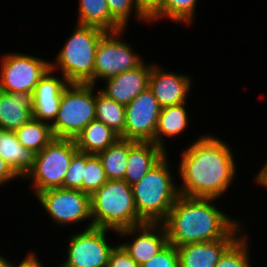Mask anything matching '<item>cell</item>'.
<instances>
[{"label":"cell","instance_id":"30bf717a","mask_svg":"<svg viewBox=\"0 0 267 267\" xmlns=\"http://www.w3.org/2000/svg\"><path fill=\"white\" fill-rule=\"evenodd\" d=\"M47 214L60 225H72L90 220L92 227L90 195L80 190L52 188L35 196Z\"/></svg>","mask_w":267,"mask_h":267},{"label":"cell","instance_id":"ffe728a7","mask_svg":"<svg viewBox=\"0 0 267 267\" xmlns=\"http://www.w3.org/2000/svg\"><path fill=\"white\" fill-rule=\"evenodd\" d=\"M35 154L18 141L15 131L0 128V156L20 178L33 168Z\"/></svg>","mask_w":267,"mask_h":267},{"label":"cell","instance_id":"d590c367","mask_svg":"<svg viewBox=\"0 0 267 267\" xmlns=\"http://www.w3.org/2000/svg\"><path fill=\"white\" fill-rule=\"evenodd\" d=\"M13 267H44L34 252H28L27 256L18 264H13Z\"/></svg>","mask_w":267,"mask_h":267},{"label":"cell","instance_id":"e575fe53","mask_svg":"<svg viewBox=\"0 0 267 267\" xmlns=\"http://www.w3.org/2000/svg\"><path fill=\"white\" fill-rule=\"evenodd\" d=\"M20 178L0 156V186L11 180Z\"/></svg>","mask_w":267,"mask_h":267},{"label":"cell","instance_id":"ac0fdd59","mask_svg":"<svg viewBox=\"0 0 267 267\" xmlns=\"http://www.w3.org/2000/svg\"><path fill=\"white\" fill-rule=\"evenodd\" d=\"M167 152L153 142L129 140V151L124 178L130 186L139 182Z\"/></svg>","mask_w":267,"mask_h":267},{"label":"cell","instance_id":"603a6c76","mask_svg":"<svg viewBox=\"0 0 267 267\" xmlns=\"http://www.w3.org/2000/svg\"><path fill=\"white\" fill-rule=\"evenodd\" d=\"M79 25L94 26L107 32L124 29L110 14L106 0H78Z\"/></svg>","mask_w":267,"mask_h":267},{"label":"cell","instance_id":"f546056e","mask_svg":"<svg viewBox=\"0 0 267 267\" xmlns=\"http://www.w3.org/2000/svg\"><path fill=\"white\" fill-rule=\"evenodd\" d=\"M108 9L111 16L124 28L126 29L130 15L133 10L135 17L141 22H150V20L141 12L137 0H106Z\"/></svg>","mask_w":267,"mask_h":267},{"label":"cell","instance_id":"d4e9b609","mask_svg":"<svg viewBox=\"0 0 267 267\" xmlns=\"http://www.w3.org/2000/svg\"><path fill=\"white\" fill-rule=\"evenodd\" d=\"M96 120L103 122L106 126L124 139V128L126 124L125 106L107 98L100 91L96 93Z\"/></svg>","mask_w":267,"mask_h":267},{"label":"cell","instance_id":"5b68a950","mask_svg":"<svg viewBox=\"0 0 267 267\" xmlns=\"http://www.w3.org/2000/svg\"><path fill=\"white\" fill-rule=\"evenodd\" d=\"M106 33L98 27L76 24L74 32L57 53L55 63L50 62V68L60 70L68 83L93 85L96 49Z\"/></svg>","mask_w":267,"mask_h":267},{"label":"cell","instance_id":"83f0119b","mask_svg":"<svg viewBox=\"0 0 267 267\" xmlns=\"http://www.w3.org/2000/svg\"><path fill=\"white\" fill-rule=\"evenodd\" d=\"M107 181L108 178L98 155L85 153L82 191L88 195H92Z\"/></svg>","mask_w":267,"mask_h":267},{"label":"cell","instance_id":"ba28073f","mask_svg":"<svg viewBox=\"0 0 267 267\" xmlns=\"http://www.w3.org/2000/svg\"><path fill=\"white\" fill-rule=\"evenodd\" d=\"M125 29L116 32H107L98 43L95 55L93 85L98 79L119 75L122 72L140 66L144 61L134 53L130 44L122 41L120 36Z\"/></svg>","mask_w":267,"mask_h":267},{"label":"cell","instance_id":"e0dca14e","mask_svg":"<svg viewBox=\"0 0 267 267\" xmlns=\"http://www.w3.org/2000/svg\"><path fill=\"white\" fill-rule=\"evenodd\" d=\"M238 238L189 243L177 247L180 267H215L223 253Z\"/></svg>","mask_w":267,"mask_h":267},{"label":"cell","instance_id":"44dd1931","mask_svg":"<svg viewBox=\"0 0 267 267\" xmlns=\"http://www.w3.org/2000/svg\"><path fill=\"white\" fill-rule=\"evenodd\" d=\"M119 139L117 133L95 119L74 138V141L78 151L97 155Z\"/></svg>","mask_w":267,"mask_h":267},{"label":"cell","instance_id":"8fae6325","mask_svg":"<svg viewBox=\"0 0 267 267\" xmlns=\"http://www.w3.org/2000/svg\"><path fill=\"white\" fill-rule=\"evenodd\" d=\"M109 231L92 226L70 235L67 259L59 267H108L111 251L115 247L106 239Z\"/></svg>","mask_w":267,"mask_h":267},{"label":"cell","instance_id":"8992f818","mask_svg":"<svg viewBox=\"0 0 267 267\" xmlns=\"http://www.w3.org/2000/svg\"><path fill=\"white\" fill-rule=\"evenodd\" d=\"M96 87L92 84L68 83L62 92L57 117L51 124L55 138L74 139L96 119Z\"/></svg>","mask_w":267,"mask_h":267},{"label":"cell","instance_id":"7a4b0ae2","mask_svg":"<svg viewBox=\"0 0 267 267\" xmlns=\"http://www.w3.org/2000/svg\"><path fill=\"white\" fill-rule=\"evenodd\" d=\"M216 198L179 196L162 222L168 243L180 247L189 243L239 238L242 223L218 209Z\"/></svg>","mask_w":267,"mask_h":267},{"label":"cell","instance_id":"4fadbf2b","mask_svg":"<svg viewBox=\"0 0 267 267\" xmlns=\"http://www.w3.org/2000/svg\"><path fill=\"white\" fill-rule=\"evenodd\" d=\"M119 236H133V242L123 241L120 245L140 266L151 260L167 244V232L163 223H142L117 233ZM135 238V239H134Z\"/></svg>","mask_w":267,"mask_h":267},{"label":"cell","instance_id":"277c9868","mask_svg":"<svg viewBox=\"0 0 267 267\" xmlns=\"http://www.w3.org/2000/svg\"><path fill=\"white\" fill-rule=\"evenodd\" d=\"M92 226L111 230L116 234L145 223L134 202L132 186L123 179L108 180L90 195Z\"/></svg>","mask_w":267,"mask_h":267},{"label":"cell","instance_id":"6da1fadb","mask_svg":"<svg viewBox=\"0 0 267 267\" xmlns=\"http://www.w3.org/2000/svg\"><path fill=\"white\" fill-rule=\"evenodd\" d=\"M222 139L201 135L181 153L179 194L220 199L235 179L234 153Z\"/></svg>","mask_w":267,"mask_h":267},{"label":"cell","instance_id":"2e32d148","mask_svg":"<svg viewBox=\"0 0 267 267\" xmlns=\"http://www.w3.org/2000/svg\"><path fill=\"white\" fill-rule=\"evenodd\" d=\"M151 64L140 66L107 78L104 89L99 91L124 106L128 105L140 92L149 87Z\"/></svg>","mask_w":267,"mask_h":267},{"label":"cell","instance_id":"4dcf8cb0","mask_svg":"<svg viewBox=\"0 0 267 267\" xmlns=\"http://www.w3.org/2000/svg\"><path fill=\"white\" fill-rule=\"evenodd\" d=\"M85 167V153L77 151L71 161L63 180L64 189L82 191L83 173Z\"/></svg>","mask_w":267,"mask_h":267},{"label":"cell","instance_id":"cb8c5ba5","mask_svg":"<svg viewBox=\"0 0 267 267\" xmlns=\"http://www.w3.org/2000/svg\"><path fill=\"white\" fill-rule=\"evenodd\" d=\"M18 141L33 152H40L55 137L49 123L31 118L15 131Z\"/></svg>","mask_w":267,"mask_h":267},{"label":"cell","instance_id":"f1b7e54d","mask_svg":"<svg viewBox=\"0 0 267 267\" xmlns=\"http://www.w3.org/2000/svg\"><path fill=\"white\" fill-rule=\"evenodd\" d=\"M243 233L220 257L215 267H251L249 243Z\"/></svg>","mask_w":267,"mask_h":267},{"label":"cell","instance_id":"484cf974","mask_svg":"<svg viewBox=\"0 0 267 267\" xmlns=\"http://www.w3.org/2000/svg\"><path fill=\"white\" fill-rule=\"evenodd\" d=\"M129 140L119 139L98 153L108 180L123 179L127 166Z\"/></svg>","mask_w":267,"mask_h":267},{"label":"cell","instance_id":"7c38bea8","mask_svg":"<svg viewBox=\"0 0 267 267\" xmlns=\"http://www.w3.org/2000/svg\"><path fill=\"white\" fill-rule=\"evenodd\" d=\"M161 108L149 87L140 92L125 106L124 140L154 143Z\"/></svg>","mask_w":267,"mask_h":267},{"label":"cell","instance_id":"9a60e30c","mask_svg":"<svg viewBox=\"0 0 267 267\" xmlns=\"http://www.w3.org/2000/svg\"><path fill=\"white\" fill-rule=\"evenodd\" d=\"M49 68L40 78L33 92V118L49 123L54 122L60 109V99L68 85L65 77H57ZM54 75V76H53Z\"/></svg>","mask_w":267,"mask_h":267},{"label":"cell","instance_id":"3957f363","mask_svg":"<svg viewBox=\"0 0 267 267\" xmlns=\"http://www.w3.org/2000/svg\"><path fill=\"white\" fill-rule=\"evenodd\" d=\"M167 157L166 154L139 182L132 185L138 216L147 223H162L180 196Z\"/></svg>","mask_w":267,"mask_h":267},{"label":"cell","instance_id":"7402d4cb","mask_svg":"<svg viewBox=\"0 0 267 267\" xmlns=\"http://www.w3.org/2000/svg\"><path fill=\"white\" fill-rule=\"evenodd\" d=\"M186 103L166 106L161 108L156 127L154 143L166 152L164 137L177 138L189 124V114L186 111Z\"/></svg>","mask_w":267,"mask_h":267},{"label":"cell","instance_id":"8d00e7d4","mask_svg":"<svg viewBox=\"0 0 267 267\" xmlns=\"http://www.w3.org/2000/svg\"><path fill=\"white\" fill-rule=\"evenodd\" d=\"M255 182L260 186L267 189V161L263 167H261V170L258 172V174L254 177Z\"/></svg>","mask_w":267,"mask_h":267},{"label":"cell","instance_id":"9c48e42d","mask_svg":"<svg viewBox=\"0 0 267 267\" xmlns=\"http://www.w3.org/2000/svg\"><path fill=\"white\" fill-rule=\"evenodd\" d=\"M0 90L7 93H33L50 62L35 55L7 53L1 59Z\"/></svg>","mask_w":267,"mask_h":267},{"label":"cell","instance_id":"d6986e66","mask_svg":"<svg viewBox=\"0 0 267 267\" xmlns=\"http://www.w3.org/2000/svg\"><path fill=\"white\" fill-rule=\"evenodd\" d=\"M33 93L0 90V128L16 131L33 117Z\"/></svg>","mask_w":267,"mask_h":267},{"label":"cell","instance_id":"52a82bcc","mask_svg":"<svg viewBox=\"0 0 267 267\" xmlns=\"http://www.w3.org/2000/svg\"><path fill=\"white\" fill-rule=\"evenodd\" d=\"M77 151L74 139L54 138L35 154L34 166L24 177L32 182L35 196L47 189L63 188L65 174Z\"/></svg>","mask_w":267,"mask_h":267},{"label":"cell","instance_id":"5bb4252c","mask_svg":"<svg viewBox=\"0 0 267 267\" xmlns=\"http://www.w3.org/2000/svg\"><path fill=\"white\" fill-rule=\"evenodd\" d=\"M151 66L149 88L161 107L187 102L191 88V77L181 73L162 70L160 66Z\"/></svg>","mask_w":267,"mask_h":267},{"label":"cell","instance_id":"4316f807","mask_svg":"<svg viewBox=\"0 0 267 267\" xmlns=\"http://www.w3.org/2000/svg\"><path fill=\"white\" fill-rule=\"evenodd\" d=\"M198 0H166L165 4L149 19L150 22L170 19L175 23L192 24ZM161 18V19H160Z\"/></svg>","mask_w":267,"mask_h":267},{"label":"cell","instance_id":"74e56055","mask_svg":"<svg viewBox=\"0 0 267 267\" xmlns=\"http://www.w3.org/2000/svg\"><path fill=\"white\" fill-rule=\"evenodd\" d=\"M0 267H13V263L9 262L7 259L0 254Z\"/></svg>","mask_w":267,"mask_h":267},{"label":"cell","instance_id":"836d02e7","mask_svg":"<svg viewBox=\"0 0 267 267\" xmlns=\"http://www.w3.org/2000/svg\"><path fill=\"white\" fill-rule=\"evenodd\" d=\"M166 0H137L141 12L150 19L164 4Z\"/></svg>","mask_w":267,"mask_h":267},{"label":"cell","instance_id":"d6a6232c","mask_svg":"<svg viewBox=\"0 0 267 267\" xmlns=\"http://www.w3.org/2000/svg\"><path fill=\"white\" fill-rule=\"evenodd\" d=\"M108 267H141L119 244L111 251Z\"/></svg>","mask_w":267,"mask_h":267},{"label":"cell","instance_id":"1f68e13d","mask_svg":"<svg viewBox=\"0 0 267 267\" xmlns=\"http://www.w3.org/2000/svg\"><path fill=\"white\" fill-rule=\"evenodd\" d=\"M141 267H180L177 247L167 244L151 260Z\"/></svg>","mask_w":267,"mask_h":267}]
</instances>
